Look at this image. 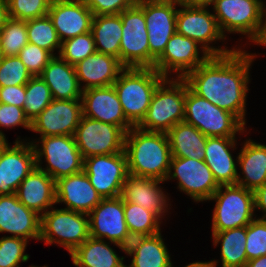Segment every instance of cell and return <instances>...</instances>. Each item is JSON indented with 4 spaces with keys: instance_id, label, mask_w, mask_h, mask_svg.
<instances>
[{
    "instance_id": "obj_13",
    "label": "cell",
    "mask_w": 266,
    "mask_h": 267,
    "mask_svg": "<svg viewBox=\"0 0 266 267\" xmlns=\"http://www.w3.org/2000/svg\"><path fill=\"white\" fill-rule=\"evenodd\" d=\"M179 5L177 0H143L149 41V68H154L155 61L176 32V8Z\"/></svg>"
},
{
    "instance_id": "obj_49",
    "label": "cell",
    "mask_w": 266,
    "mask_h": 267,
    "mask_svg": "<svg viewBox=\"0 0 266 267\" xmlns=\"http://www.w3.org/2000/svg\"><path fill=\"white\" fill-rule=\"evenodd\" d=\"M10 19L7 0H0V30Z\"/></svg>"
},
{
    "instance_id": "obj_29",
    "label": "cell",
    "mask_w": 266,
    "mask_h": 267,
    "mask_svg": "<svg viewBox=\"0 0 266 267\" xmlns=\"http://www.w3.org/2000/svg\"><path fill=\"white\" fill-rule=\"evenodd\" d=\"M236 157L241 174H238L236 184L248 190L255 191L266 183V145L246 139Z\"/></svg>"
},
{
    "instance_id": "obj_24",
    "label": "cell",
    "mask_w": 266,
    "mask_h": 267,
    "mask_svg": "<svg viewBox=\"0 0 266 267\" xmlns=\"http://www.w3.org/2000/svg\"><path fill=\"white\" fill-rule=\"evenodd\" d=\"M56 204L67 210L89 214L102 200L84 171L55 181Z\"/></svg>"
},
{
    "instance_id": "obj_51",
    "label": "cell",
    "mask_w": 266,
    "mask_h": 267,
    "mask_svg": "<svg viewBox=\"0 0 266 267\" xmlns=\"http://www.w3.org/2000/svg\"><path fill=\"white\" fill-rule=\"evenodd\" d=\"M245 267H266V255L249 260Z\"/></svg>"
},
{
    "instance_id": "obj_15",
    "label": "cell",
    "mask_w": 266,
    "mask_h": 267,
    "mask_svg": "<svg viewBox=\"0 0 266 267\" xmlns=\"http://www.w3.org/2000/svg\"><path fill=\"white\" fill-rule=\"evenodd\" d=\"M173 171V172H172ZM178 180V189L194 202L208 201L219 185L204 160L172 157L166 181Z\"/></svg>"
},
{
    "instance_id": "obj_43",
    "label": "cell",
    "mask_w": 266,
    "mask_h": 267,
    "mask_svg": "<svg viewBox=\"0 0 266 267\" xmlns=\"http://www.w3.org/2000/svg\"><path fill=\"white\" fill-rule=\"evenodd\" d=\"M246 255L252 260L266 255V220L256 218L246 226Z\"/></svg>"
},
{
    "instance_id": "obj_4",
    "label": "cell",
    "mask_w": 266,
    "mask_h": 267,
    "mask_svg": "<svg viewBox=\"0 0 266 267\" xmlns=\"http://www.w3.org/2000/svg\"><path fill=\"white\" fill-rule=\"evenodd\" d=\"M186 81L183 78H165L155 89L147 113L139 129L167 133L184 121Z\"/></svg>"
},
{
    "instance_id": "obj_41",
    "label": "cell",
    "mask_w": 266,
    "mask_h": 267,
    "mask_svg": "<svg viewBox=\"0 0 266 267\" xmlns=\"http://www.w3.org/2000/svg\"><path fill=\"white\" fill-rule=\"evenodd\" d=\"M32 77L19 56H5L0 63V87L26 85Z\"/></svg>"
},
{
    "instance_id": "obj_16",
    "label": "cell",
    "mask_w": 266,
    "mask_h": 267,
    "mask_svg": "<svg viewBox=\"0 0 266 267\" xmlns=\"http://www.w3.org/2000/svg\"><path fill=\"white\" fill-rule=\"evenodd\" d=\"M83 171L102 198L120 196L128 174L125 152L97 155L84 159Z\"/></svg>"
},
{
    "instance_id": "obj_8",
    "label": "cell",
    "mask_w": 266,
    "mask_h": 267,
    "mask_svg": "<svg viewBox=\"0 0 266 267\" xmlns=\"http://www.w3.org/2000/svg\"><path fill=\"white\" fill-rule=\"evenodd\" d=\"M37 140L30 141L36 154V166L55 181L83 171L84 159L74 136H45ZM43 158L47 163L45 168L41 166Z\"/></svg>"
},
{
    "instance_id": "obj_21",
    "label": "cell",
    "mask_w": 266,
    "mask_h": 267,
    "mask_svg": "<svg viewBox=\"0 0 266 267\" xmlns=\"http://www.w3.org/2000/svg\"><path fill=\"white\" fill-rule=\"evenodd\" d=\"M48 16L61 42L91 32L94 17L84 0H52Z\"/></svg>"
},
{
    "instance_id": "obj_38",
    "label": "cell",
    "mask_w": 266,
    "mask_h": 267,
    "mask_svg": "<svg viewBox=\"0 0 266 267\" xmlns=\"http://www.w3.org/2000/svg\"><path fill=\"white\" fill-rule=\"evenodd\" d=\"M28 44L26 21L9 19L0 30V45L4 56H18Z\"/></svg>"
},
{
    "instance_id": "obj_36",
    "label": "cell",
    "mask_w": 266,
    "mask_h": 267,
    "mask_svg": "<svg viewBox=\"0 0 266 267\" xmlns=\"http://www.w3.org/2000/svg\"><path fill=\"white\" fill-rule=\"evenodd\" d=\"M26 25L28 43L49 51L53 56H56V53H54L55 50H58V54L60 53L62 42L48 15L27 20Z\"/></svg>"
},
{
    "instance_id": "obj_7",
    "label": "cell",
    "mask_w": 266,
    "mask_h": 267,
    "mask_svg": "<svg viewBox=\"0 0 266 267\" xmlns=\"http://www.w3.org/2000/svg\"><path fill=\"white\" fill-rule=\"evenodd\" d=\"M215 201L212 232L247 226L255 215L254 192L237 184L220 185L209 201Z\"/></svg>"
},
{
    "instance_id": "obj_42",
    "label": "cell",
    "mask_w": 266,
    "mask_h": 267,
    "mask_svg": "<svg viewBox=\"0 0 266 267\" xmlns=\"http://www.w3.org/2000/svg\"><path fill=\"white\" fill-rule=\"evenodd\" d=\"M52 0H7L9 17L27 21L48 15Z\"/></svg>"
},
{
    "instance_id": "obj_27",
    "label": "cell",
    "mask_w": 266,
    "mask_h": 267,
    "mask_svg": "<svg viewBox=\"0 0 266 267\" xmlns=\"http://www.w3.org/2000/svg\"><path fill=\"white\" fill-rule=\"evenodd\" d=\"M74 67L82 90L113 85L124 69L119 59L99 52L78 62Z\"/></svg>"
},
{
    "instance_id": "obj_54",
    "label": "cell",
    "mask_w": 266,
    "mask_h": 267,
    "mask_svg": "<svg viewBox=\"0 0 266 267\" xmlns=\"http://www.w3.org/2000/svg\"><path fill=\"white\" fill-rule=\"evenodd\" d=\"M257 45L266 46V27H265L264 35H263L261 41Z\"/></svg>"
},
{
    "instance_id": "obj_12",
    "label": "cell",
    "mask_w": 266,
    "mask_h": 267,
    "mask_svg": "<svg viewBox=\"0 0 266 267\" xmlns=\"http://www.w3.org/2000/svg\"><path fill=\"white\" fill-rule=\"evenodd\" d=\"M74 139L83 159L124 151L125 132L118 126L82 116Z\"/></svg>"
},
{
    "instance_id": "obj_35",
    "label": "cell",
    "mask_w": 266,
    "mask_h": 267,
    "mask_svg": "<svg viewBox=\"0 0 266 267\" xmlns=\"http://www.w3.org/2000/svg\"><path fill=\"white\" fill-rule=\"evenodd\" d=\"M124 217L132 238L153 236L161 232V220L145 208L124 201Z\"/></svg>"
},
{
    "instance_id": "obj_11",
    "label": "cell",
    "mask_w": 266,
    "mask_h": 267,
    "mask_svg": "<svg viewBox=\"0 0 266 267\" xmlns=\"http://www.w3.org/2000/svg\"><path fill=\"white\" fill-rule=\"evenodd\" d=\"M122 38L120 63L124 68H149V41L143 0L120 13Z\"/></svg>"
},
{
    "instance_id": "obj_28",
    "label": "cell",
    "mask_w": 266,
    "mask_h": 267,
    "mask_svg": "<svg viewBox=\"0 0 266 267\" xmlns=\"http://www.w3.org/2000/svg\"><path fill=\"white\" fill-rule=\"evenodd\" d=\"M40 76L51 90L53 99H81L83 90L78 82L75 67L58 54L49 61Z\"/></svg>"
},
{
    "instance_id": "obj_37",
    "label": "cell",
    "mask_w": 266,
    "mask_h": 267,
    "mask_svg": "<svg viewBox=\"0 0 266 267\" xmlns=\"http://www.w3.org/2000/svg\"><path fill=\"white\" fill-rule=\"evenodd\" d=\"M53 100L51 90L41 76H33L26 84L24 113L31 121Z\"/></svg>"
},
{
    "instance_id": "obj_34",
    "label": "cell",
    "mask_w": 266,
    "mask_h": 267,
    "mask_svg": "<svg viewBox=\"0 0 266 267\" xmlns=\"http://www.w3.org/2000/svg\"><path fill=\"white\" fill-rule=\"evenodd\" d=\"M213 245L220 247L222 267H245L248 262L246 255V226L212 232Z\"/></svg>"
},
{
    "instance_id": "obj_40",
    "label": "cell",
    "mask_w": 266,
    "mask_h": 267,
    "mask_svg": "<svg viewBox=\"0 0 266 267\" xmlns=\"http://www.w3.org/2000/svg\"><path fill=\"white\" fill-rule=\"evenodd\" d=\"M28 240L21 237L3 236L0 238V267H20L27 262L29 254H25Z\"/></svg>"
},
{
    "instance_id": "obj_17",
    "label": "cell",
    "mask_w": 266,
    "mask_h": 267,
    "mask_svg": "<svg viewBox=\"0 0 266 267\" xmlns=\"http://www.w3.org/2000/svg\"><path fill=\"white\" fill-rule=\"evenodd\" d=\"M88 216L90 237L107 239L109 242L117 243L125 248L133 239L125 222L124 201L120 196L102 198Z\"/></svg>"
},
{
    "instance_id": "obj_45",
    "label": "cell",
    "mask_w": 266,
    "mask_h": 267,
    "mask_svg": "<svg viewBox=\"0 0 266 267\" xmlns=\"http://www.w3.org/2000/svg\"><path fill=\"white\" fill-rule=\"evenodd\" d=\"M18 126L31 130V122L26 117L24 109L0 103V127L9 129ZM0 132H2L1 128Z\"/></svg>"
},
{
    "instance_id": "obj_31",
    "label": "cell",
    "mask_w": 266,
    "mask_h": 267,
    "mask_svg": "<svg viewBox=\"0 0 266 267\" xmlns=\"http://www.w3.org/2000/svg\"><path fill=\"white\" fill-rule=\"evenodd\" d=\"M110 243L126 253L122 245L89 237L70 254L73 264L76 267H126L125 257L118 256Z\"/></svg>"
},
{
    "instance_id": "obj_48",
    "label": "cell",
    "mask_w": 266,
    "mask_h": 267,
    "mask_svg": "<svg viewBox=\"0 0 266 267\" xmlns=\"http://www.w3.org/2000/svg\"><path fill=\"white\" fill-rule=\"evenodd\" d=\"M255 210L263 212V216L258 217L266 220V183L254 191Z\"/></svg>"
},
{
    "instance_id": "obj_20",
    "label": "cell",
    "mask_w": 266,
    "mask_h": 267,
    "mask_svg": "<svg viewBox=\"0 0 266 267\" xmlns=\"http://www.w3.org/2000/svg\"><path fill=\"white\" fill-rule=\"evenodd\" d=\"M13 237L40 240L41 216L22 204L16 193L0 196V233Z\"/></svg>"
},
{
    "instance_id": "obj_57",
    "label": "cell",
    "mask_w": 266,
    "mask_h": 267,
    "mask_svg": "<svg viewBox=\"0 0 266 267\" xmlns=\"http://www.w3.org/2000/svg\"><path fill=\"white\" fill-rule=\"evenodd\" d=\"M30 267H38V266H35V265H31ZM42 267H48V266H45V265H44V266H42Z\"/></svg>"
},
{
    "instance_id": "obj_33",
    "label": "cell",
    "mask_w": 266,
    "mask_h": 267,
    "mask_svg": "<svg viewBox=\"0 0 266 267\" xmlns=\"http://www.w3.org/2000/svg\"><path fill=\"white\" fill-rule=\"evenodd\" d=\"M91 32L96 52L112 55L120 61V42L123 32L120 14L94 16Z\"/></svg>"
},
{
    "instance_id": "obj_22",
    "label": "cell",
    "mask_w": 266,
    "mask_h": 267,
    "mask_svg": "<svg viewBox=\"0 0 266 267\" xmlns=\"http://www.w3.org/2000/svg\"><path fill=\"white\" fill-rule=\"evenodd\" d=\"M20 137L0 155V175L4 189L16 193L21 182L36 167V154L31 142ZM23 140V141H22Z\"/></svg>"
},
{
    "instance_id": "obj_19",
    "label": "cell",
    "mask_w": 266,
    "mask_h": 267,
    "mask_svg": "<svg viewBox=\"0 0 266 267\" xmlns=\"http://www.w3.org/2000/svg\"><path fill=\"white\" fill-rule=\"evenodd\" d=\"M81 100L83 116L118 126L125 133L134 127L124 115L113 85L85 89Z\"/></svg>"
},
{
    "instance_id": "obj_30",
    "label": "cell",
    "mask_w": 266,
    "mask_h": 267,
    "mask_svg": "<svg viewBox=\"0 0 266 267\" xmlns=\"http://www.w3.org/2000/svg\"><path fill=\"white\" fill-rule=\"evenodd\" d=\"M132 261L126 267H173L161 232L153 236L134 237L126 247Z\"/></svg>"
},
{
    "instance_id": "obj_50",
    "label": "cell",
    "mask_w": 266,
    "mask_h": 267,
    "mask_svg": "<svg viewBox=\"0 0 266 267\" xmlns=\"http://www.w3.org/2000/svg\"><path fill=\"white\" fill-rule=\"evenodd\" d=\"M180 5L210 7L215 0H177Z\"/></svg>"
},
{
    "instance_id": "obj_47",
    "label": "cell",
    "mask_w": 266,
    "mask_h": 267,
    "mask_svg": "<svg viewBox=\"0 0 266 267\" xmlns=\"http://www.w3.org/2000/svg\"><path fill=\"white\" fill-rule=\"evenodd\" d=\"M26 85L0 87V103L24 107Z\"/></svg>"
},
{
    "instance_id": "obj_9",
    "label": "cell",
    "mask_w": 266,
    "mask_h": 267,
    "mask_svg": "<svg viewBox=\"0 0 266 267\" xmlns=\"http://www.w3.org/2000/svg\"><path fill=\"white\" fill-rule=\"evenodd\" d=\"M50 208L41 216L40 241L58 244L71 254L90 237L88 214L67 209Z\"/></svg>"
},
{
    "instance_id": "obj_52",
    "label": "cell",
    "mask_w": 266,
    "mask_h": 267,
    "mask_svg": "<svg viewBox=\"0 0 266 267\" xmlns=\"http://www.w3.org/2000/svg\"><path fill=\"white\" fill-rule=\"evenodd\" d=\"M217 263H218V260H214V259L210 260L208 262L196 261V262L190 263L184 267H216L218 265Z\"/></svg>"
},
{
    "instance_id": "obj_6",
    "label": "cell",
    "mask_w": 266,
    "mask_h": 267,
    "mask_svg": "<svg viewBox=\"0 0 266 267\" xmlns=\"http://www.w3.org/2000/svg\"><path fill=\"white\" fill-rule=\"evenodd\" d=\"M184 122L207 137H236L246 127L232 114L195 94L186 82Z\"/></svg>"
},
{
    "instance_id": "obj_18",
    "label": "cell",
    "mask_w": 266,
    "mask_h": 267,
    "mask_svg": "<svg viewBox=\"0 0 266 267\" xmlns=\"http://www.w3.org/2000/svg\"><path fill=\"white\" fill-rule=\"evenodd\" d=\"M83 116L82 100H56L31 121L32 132L40 137L68 135L73 136Z\"/></svg>"
},
{
    "instance_id": "obj_1",
    "label": "cell",
    "mask_w": 266,
    "mask_h": 267,
    "mask_svg": "<svg viewBox=\"0 0 266 267\" xmlns=\"http://www.w3.org/2000/svg\"><path fill=\"white\" fill-rule=\"evenodd\" d=\"M256 58L238 47L230 54L211 56L183 79L195 94L232 113L245 126L249 71Z\"/></svg>"
},
{
    "instance_id": "obj_5",
    "label": "cell",
    "mask_w": 266,
    "mask_h": 267,
    "mask_svg": "<svg viewBox=\"0 0 266 267\" xmlns=\"http://www.w3.org/2000/svg\"><path fill=\"white\" fill-rule=\"evenodd\" d=\"M212 10L222 34L240 33L256 45L265 32V2L262 0H215Z\"/></svg>"
},
{
    "instance_id": "obj_26",
    "label": "cell",
    "mask_w": 266,
    "mask_h": 267,
    "mask_svg": "<svg viewBox=\"0 0 266 267\" xmlns=\"http://www.w3.org/2000/svg\"><path fill=\"white\" fill-rule=\"evenodd\" d=\"M18 200L40 216L56 204L55 180L37 166L21 182Z\"/></svg>"
},
{
    "instance_id": "obj_25",
    "label": "cell",
    "mask_w": 266,
    "mask_h": 267,
    "mask_svg": "<svg viewBox=\"0 0 266 267\" xmlns=\"http://www.w3.org/2000/svg\"><path fill=\"white\" fill-rule=\"evenodd\" d=\"M236 139V137H207L204 162L211 169L219 186L235 185L237 182L238 161L235 162L231 152L236 150Z\"/></svg>"
},
{
    "instance_id": "obj_23",
    "label": "cell",
    "mask_w": 266,
    "mask_h": 267,
    "mask_svg": "<svg viewBox=\"0 0 266 267\" xmlns=\"http://www.w3.org/2000/svg\"><path fill=\"white\" fill-rule=\"evenodd\" d=\"M163 182L165 181L128 175L122 186L120 198L122 201L135 203L152 211L162 221L163 216L169 212L168 206L170 205L168 195L159 185Z\"/></svg>"
},
{
    "instance_id": "obj_46",
    "label": "cell",
    "mask_w": 266,
    "mask_h": 267,
    "mask_svg": "<svg viewBox=\"0 0 266 267\" xmlns=\"http://www.w3.org/2000/svg\"><path fill=\"white\" fill-rule=\"evenodd\" d=\"M94 16L120 14L132 7L137 0H84Z\"/></svg>"
},
{
    "instance_id": "obj_14",
    "label": "cell",
    "mask_w": 266,
    "mask_h": 267,
    "mask_svg": "<svg viewBox=\"0 0 266 267\" xmlns=\"http://www.w3.org/2000/svg\"><path fill=\"white\" fill-rule=\"evenodd\" d=\"M210 57L209 52L197 41L175 32L162 55L155 61L154 69L165 78H171L172 73L176 74V78H184Z\"/></svg>"
},
{
    "instance_id": "obj_53",
    "label": "cell",
    "mask_w": 266,
    "mask_h": 267,
    "mask_svg": "<svg viewBox=\"0 0 266 267\" xmlns=\"http://www.w3.org/2000/svg\"><path fill=\"white\" fill-rule=\"evenodd\" d=\"M4 132H0V155L10 146Z\"/></svg>"
},
{
    "instance_id": "obj_10",
    "label": "cell",
    "mask_w": 266,
    "mask_h": 267,
    "mask_svg": "<svg viewBox=\"0 0 266 267\" xmlns=\"http://www.w3.org/2000/svg\"><path fill=\"white\" fill-rule=\"evenodd\" d=\"M176 15V32L197 41L211 56H223L232 53L237 47L227 49L224 45L215 47L213 42L224 41L217 19L209 7L179 5ZM212 43V46H211ZM220 47V48H219Z\"/></svg>"
},
{
    "instance_id": "obj_44",
    "label": "cell",
    "mask_w": 266,
    "mask_h": 267,
    "mask_svg": "<svg viewBox=\"0 0 266 267\" xmlns=\"http://www.w3.org/2000/svg\"><path fill=\"white\" fill-rule=\"evenodd\" d=\"M18 56L32 76H40L49 61L54 57L49 51L31 43L24 46Z\"/></svg>"
},
{
    "instance_id": "obj_55",
    "label": "cell",
    "mask_w": 266,
    "mask_h": 267,
    "mask_svg": "<svg viewBox=\"0 0 266 267\" xmlns=\"http://www.w3.org/2000/svg\"><path fill=\"white\" fill-rule=\"evenodd\" d=\"M8 192L4 189L3 187V184H2V181H1V175H0V196L1 195H5L7 194Z\"/></svg>"
},
{
    "instance_id": "obj_39",
    "label": "cell",
    "mask_w": 266,
    "mask_h": 267,
    "mask_svg": "<svg viewBox=\"0 0 266 267\" xmlns=\"http://www.w3.org/2000/svg\"><path fill=\"white\" fill-rule=\"evenodd\" d=\"M95 52L96 48L93 34L92 32H87L63 41L59 56L74 66Z\"/></svg>"
},
{
    "instance_id": "obj_2",
    "label": "cell",
    "mask_w": 266,
    "mask_h": 267,
    "mask_svg": "<svg viewBox=\"0 0 266 267\" xmlns=\"http://www.w3.org/2000/svg\"><path fill=\"white\" fill-rule=\"evenodd\" d=\"M124 152L129 175L166 181L172 158L166 133L132 127L125 133Z\"/></svg>"
},
{
    "instance_id": "obj_56",
    "label": "cell",
    "mask_w": 266,
    "mask_h": 267,
    "mask_svg": "<svg viewBox=\"0 0 266 267\" xmlns=\"http://www.w3.org/2000/svg\"><path fill=\"white\" fill-rule=\"evenodd\" d=\"M4 53H3V50L1 48V45H0V63L2 62V60L4 59Z\"/></svg>"
},
{
    "instance_id": "obj_32",
    "label": "cell",
    "mask_w": 266,
    "mask_h": 267,
    "mask_svg": "<svg viewBox=\"0 0 266 267\" xmlns=\"http://www.w3.org/2000/svg\"><path fill=\"white\" fill-rule=\"evenodd\" d=\"M172 157L204 160L207 136L186 122L177 123L167 133Z\"/></svg>"
},
{
    "instance_id": "obj_3",
    "label": "cell",
    "mask_w": 266,
    "mask_h": 267,
    "mask_svg": "<svg viewBox=\"0 0 266 267\" xmlns=\"http://www.w3.org/2000/svg\"><path fill=\"white\" fill-rule=\"evenodd\" d=\"M165 79L154 68H124L113 86L126 119L137 127L144 119L152 95Z\"/></svg>"
}]
</instances>
